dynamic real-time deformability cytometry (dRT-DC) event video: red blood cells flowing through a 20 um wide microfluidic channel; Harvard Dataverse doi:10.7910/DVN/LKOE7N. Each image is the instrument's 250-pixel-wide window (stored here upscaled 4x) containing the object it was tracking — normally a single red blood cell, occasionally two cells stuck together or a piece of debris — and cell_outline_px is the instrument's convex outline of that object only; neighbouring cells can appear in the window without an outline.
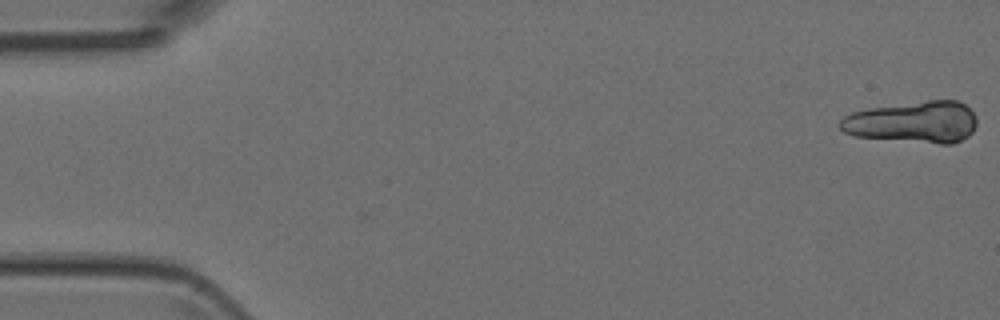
{"species": "Egyptian fruit bat (a non-hibernating species)", "species_latin": "Rousettus aegyptiacus", "temperature_condition": "room temperature", "stored_images_in_passage": 2, "camera_frame_rate_fps": 3000, "um_per_image_px": 0.085, "animal": {"sex": "female"}, "frame": {"image": 1, "passage_image": 2, "time_ms": 1.0, "image_size_px": [1000, 320], "cell_outline_px": [[976, 124], [972, 132], [968, 136], [952, 144], [940, 144], [852, 136], [844, 132], [840, 128], [840, 120], [844, 116], [852, 112], [868, 108], [928, 100], [956, 100], [964, 104], [976, 116]], "centroid_in_image_um": [77.61, 10.38], "position_along_channel_um": 7.4, "area_um2": 33.29}}